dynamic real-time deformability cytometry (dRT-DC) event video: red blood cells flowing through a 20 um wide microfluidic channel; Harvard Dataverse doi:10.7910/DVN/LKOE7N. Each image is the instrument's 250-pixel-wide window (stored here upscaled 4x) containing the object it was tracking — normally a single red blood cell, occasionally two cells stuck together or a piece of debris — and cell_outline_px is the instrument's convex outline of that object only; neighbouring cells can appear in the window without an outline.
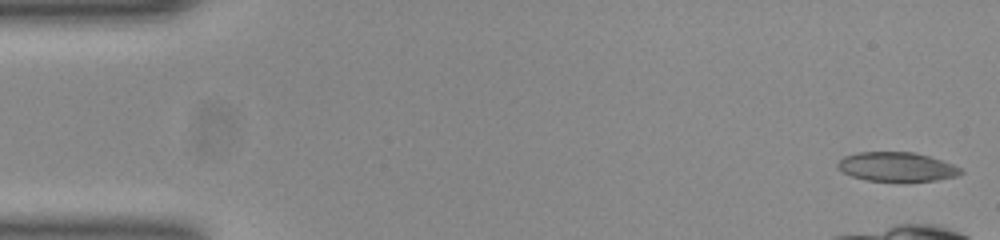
{"species": "common noctule bat (a hibernating species)", "species_latin": "Nyctalus noctula", "temperature_condition": "room temperature", "stored_images_in_passage": 11, "camera_frame_rate_fps": 3000, "um_per_image_px": 0.085, "animal": {"sex": "female", "body_mass_g": 23.0, "forearm_length_mm": 53.4}, "frame": {"image": 1, "passage_image": 1, "time_ms": 0.0, "image_size_px": [1000, 240], "cell_outline_px": [[964, 172], [956, 176], [936, 180], [868, 180], [852, 176], [836, 168], [836, 164], [844, 156], [860, 152], [912, 152], [928, 156], [952, 164], [960, 168]], "centroid_in_image_um": [76.19, 14.16], "position_along_channel_um": 8.8, "area_um2": 20.46}}